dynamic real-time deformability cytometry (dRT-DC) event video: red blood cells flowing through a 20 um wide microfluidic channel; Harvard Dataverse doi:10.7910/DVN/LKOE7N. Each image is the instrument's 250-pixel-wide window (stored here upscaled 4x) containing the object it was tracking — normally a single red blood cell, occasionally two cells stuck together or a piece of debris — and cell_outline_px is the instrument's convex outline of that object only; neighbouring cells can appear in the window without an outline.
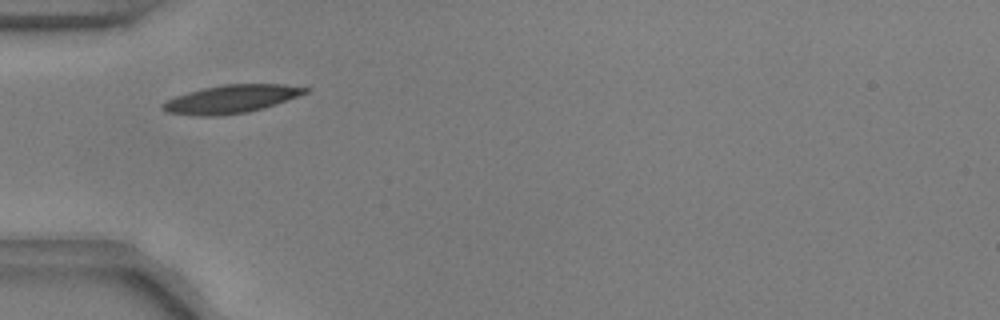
{"species": "common noctule bat (a hibernating species)", "species_latin": "Nyctalus noctula", "temperature_condition": "warm", "stored_images_in_passage": 42, "camera_frame_rate_fps": 3000, "um_per_image_px": 0.085, "animal": {"sex": "male", "body_mass_g": 17.9, "forearm_length_mm": 54.2}, "frame": {"image": 1, "passage_image": 5, "time_ms": 1.333, "image_size_px": [1000, 320], "cell_outline_px": [[312, 88], [308, 92], [264, 108], [248, 112], [220, 116], [200, 116], [168, 112], [160, 108], [160, 104], [176, 96], [188, 92], [204, 88], [224, 84], [284, 84]], "centroid_in_image_um": [19.66, 8.42], "position_along_channel_um": 65.3, "area_um2": 23.29}}
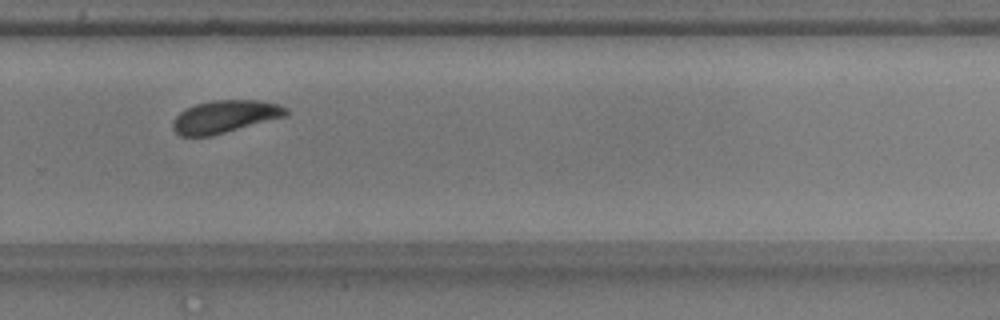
{"frame": {"image": 2, "passage_image": 25, "time_ms": 8.0, "image_size_px": [1000, 320], "cell_outline_px": [[288, 116], [212, 136], [180, 136], [172, 128], [172, 124], [176, 116], [180, 112], [196, 104], [212, 100], [256, 100], [280, 104], [288, 108]], "centroid_in_image_um": [19.16, 9.91], "position_along_channel_um": 310.6, "area_um2": 21.62}}
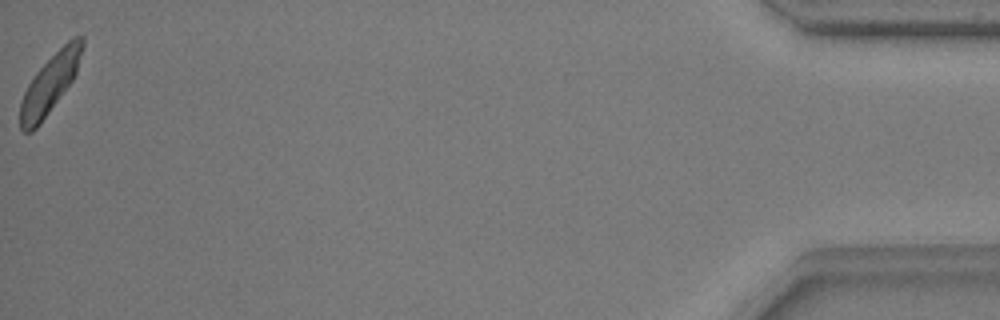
{"frame": {"image": 3, "passage_image": 42, "time_ms": 13.667, "image_size_px": [1000, 320], "cell_outline_px": [[84, 44], [76, 72], [72, 80], [40, 124], [32, 132], [24, 132], [20, 128], [20, 100], [28, 84], [36, 72], [72, 36], [84, 36]], "centroid_in_image_um": [4.23, 7.13], "position_along_channel_um": 431.0, "area_um2": 20.92}, "authors_computed_cell_mechanics": {"area_um2": 21.8773, "velocity_mm_per_s": 3.7095, "shape_relaxation_time_tau1_ms": 1.8189, "shape_relaxation_time_tau2_ms": null, "deformation_change_tau1": 0.1068, "deformation_change_tau2": null}}